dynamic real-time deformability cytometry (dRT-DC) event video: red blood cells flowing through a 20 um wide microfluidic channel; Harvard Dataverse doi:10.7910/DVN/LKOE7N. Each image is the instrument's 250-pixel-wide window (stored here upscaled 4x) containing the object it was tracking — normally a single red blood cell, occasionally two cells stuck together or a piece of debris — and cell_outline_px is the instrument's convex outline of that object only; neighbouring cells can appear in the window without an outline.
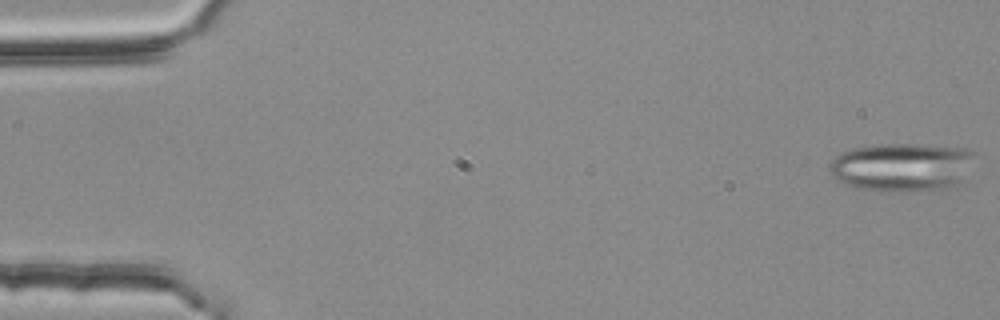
{"species": "common noctule bat (a hibernating species)", "species_latin": "Nyctalus noctula", "temperature_condition": "room temperature", "stored_images_in_passage": 55, "segment_of_instrument_passage": [1, 2], "camera_frame_rate_fps": 3000, "um_per_image_px": 0.085, "animal": {"sex": "female", "body_mass_g": 25.1}, "frame": {"image": 1, "passage_image": 1, "time_ms": 0.0, "image_size_px": [1000, 320], "cell_outline_px": [[976, 152], [956, 188], [904, 192], [888, 192], [856, 188], [844, 184], [836, 180], [832, 176], [828, 168], [828, 164], [840, 152], [852, 148], [872, 144], [916, 144], [964, 148]], "centroid_in_image_um": [76.6, 14.21], "position_along_channel_um": 8.4, "area_um2": 41.62}}